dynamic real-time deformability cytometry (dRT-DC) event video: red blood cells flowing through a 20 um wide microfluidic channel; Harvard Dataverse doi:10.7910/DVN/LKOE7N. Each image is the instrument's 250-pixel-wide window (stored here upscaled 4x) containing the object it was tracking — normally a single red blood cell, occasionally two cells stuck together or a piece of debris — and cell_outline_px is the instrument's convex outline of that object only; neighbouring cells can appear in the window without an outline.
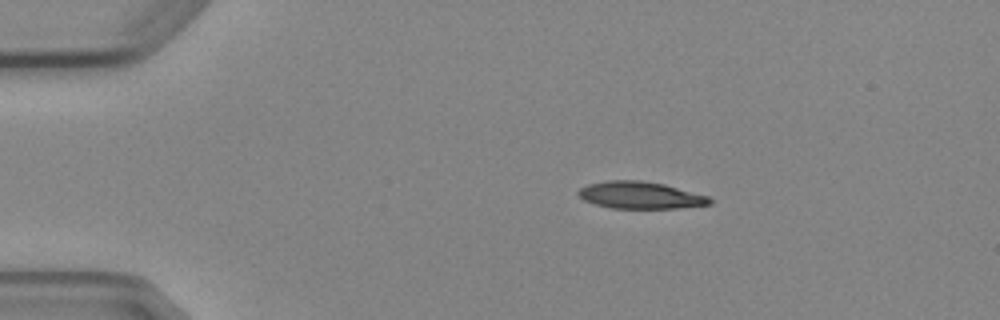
{"species": "Egyptian fruit bat (a non-hibernating species)", "species_latin": "Rousettus aegyptiacus", "temperature_condition": "cold", "stored_images_in_passage": 5, "camera_frame_rate_fps": 3000, "um_per_image_px": 0.085, "animal": {"sex": "female"}, "frame": {"image": 1, "passage_image": 3, "time_ms": 2.333, "image_size_px": [1000, 320], "cell_outline_px": [[712, 204], [676, 208], [612, 208], [596, 204], [584, 200], [576, 192], [580, 188], [588, 184], [608, 180], [640, 180], [664, 184], [708, 196], [712, 200]], "centroid_in_image_um": [54.42, 16.59], "position_along_channel_um": 30.6, "area_um2": 20.58}}
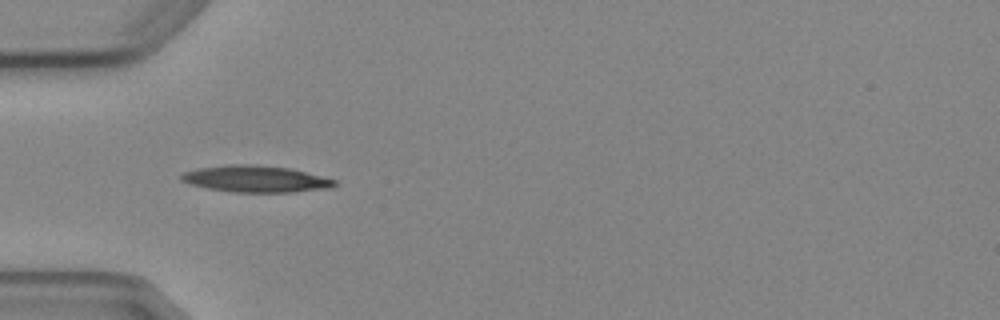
{"frame": {"image": 2, "passage_image": 5, "time_ms": 4.667, "image_size_px": [1000, 320], "cell_outline_px": [[336, 184], [332, 188], [292, 192], [236, 192], [208, 188], [192, 184], [180, 180], [180, 176], [184, 172], [196, 168], [228, 164], [252, 164], [288, 168], [336, 180]], "centroid_in_image_um": [21.71, 15.2], "position_along_channel_um": 63.3, "area_um2": 23.58}}